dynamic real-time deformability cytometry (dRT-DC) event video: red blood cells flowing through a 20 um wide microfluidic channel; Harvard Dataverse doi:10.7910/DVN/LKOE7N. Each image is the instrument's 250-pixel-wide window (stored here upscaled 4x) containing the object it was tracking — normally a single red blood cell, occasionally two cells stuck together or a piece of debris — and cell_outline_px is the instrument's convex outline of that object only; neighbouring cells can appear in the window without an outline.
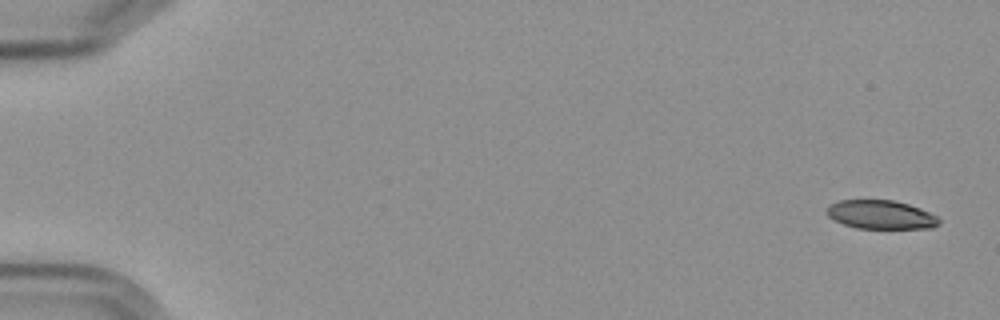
{"species": "Egyptian fruit bat (a non-hibernating species)", "species_latin": "Rousettus aegyptiacus", "temperature_condition": "cold", "stored_images_in_passage": 6, "camera_frame_rate_fps": 3000, "um_per_image_px": 0.085, "frame": {"image": 1, "passage_image": 1, "time_ms": 0.0, "image_size_px": [1000, 320], "cell_outline_px": [[940, 224], [932, 228], [856, 228], [844, 224], [828, 216], [828, 204], [836, 200], [892, 200], [908, 204], [920, 208], [936, 216], [940, 220]], "centroid_in_image_um": [74.87, 18.24], "position_along_channel_um": 10.1, "area_um2": 18.67}}
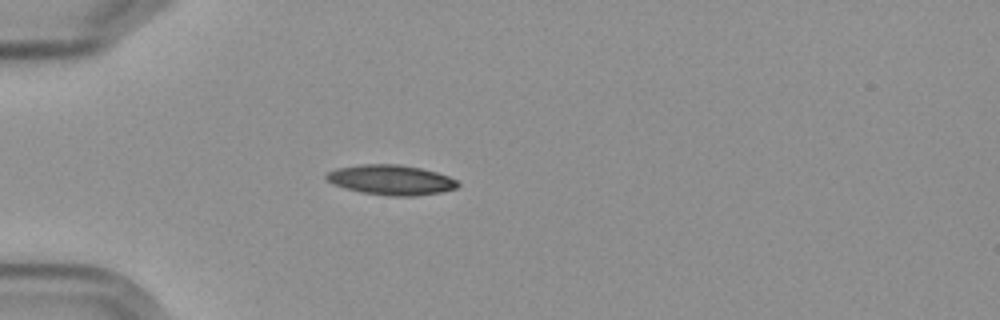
{"frame": {"image": 2, "passage_image": 5, "time_ms": 5.0, "image_size_px": [1000, 320], "cell_outline_px": [[460, 184], [456, 188], [440, 192], [412, 196], [388, 196], [364, 192], [348, 188], [336, 184], [328, 180], [324, 176], [328, 172], [336, 168], [360, 164], [396, 164], [420, 168], [436, 172], [448, 176], [456, 180]], "centroid_in_image_um": [33.25, 15.28], "position_along_channel_um": 51.7, "area_um2": 22.6}}